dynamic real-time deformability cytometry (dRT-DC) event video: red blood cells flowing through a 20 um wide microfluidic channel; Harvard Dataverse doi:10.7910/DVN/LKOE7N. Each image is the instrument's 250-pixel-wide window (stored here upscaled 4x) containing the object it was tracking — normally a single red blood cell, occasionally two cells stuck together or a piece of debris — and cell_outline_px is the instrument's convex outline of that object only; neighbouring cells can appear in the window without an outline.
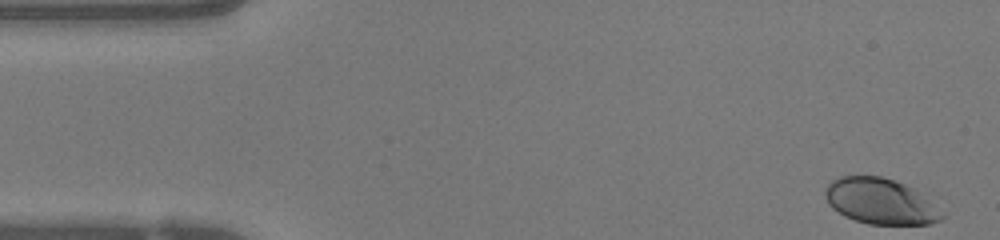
{"species": "human", "species_latin": "Homo sapiens", "temperature_condition": "warm", "stored_images_in_passage": 47, "camera_frame_rate_fps": 3000, "um_per_image_px": 0.085, "donor": {"sex": "female"}, "frame": {"image": 1, "passage_image": 1, "time_ms": 0.0, "image_size_px": [1000, 240], "cell_outline_px": [[944, 216], [940, 220], [928, 224], [868, 224], [844, 216], [832, 208], [828, 204], [824, 196], [824, 188], [832, 180], [840, 176], [880, 176], [904, 184], [912, 188]], "centroid_in_image_um": [74.72, 17.11], "position_along_channel_um": 10.3, "area_um2": 30.46}}
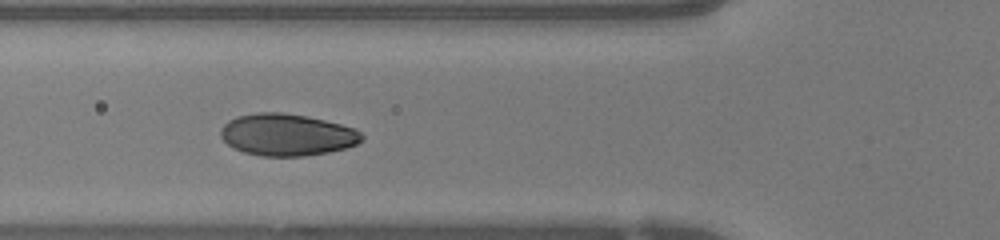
{"frame": {"image": 2, "passage_image": 16, "time_ms": 5.0, "image_size_px": [1000, 240], "cell_outline_px": [[364, 136], [356, 144], [344, 148], [328, 152], [304, 156], [260, 156], [244, 152], [232, 148], [220, 136], [220, 132], [224, 124], [228, 120], [236, 116], [256, 112], [284, 112], [308, 116], [356, 128]], "centroid_in_image_um": [24.36, 11.44], "position_along_channel_um": 101.4, "area_um2": 34.62}}
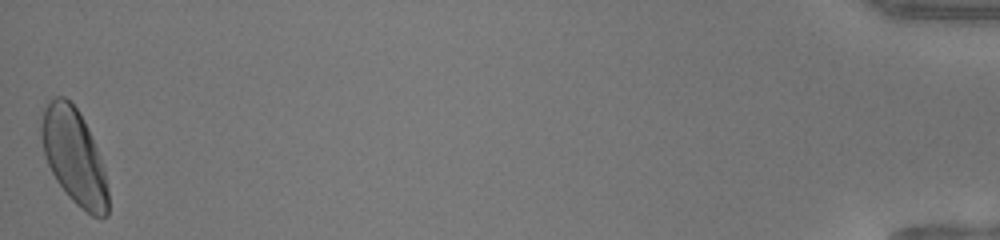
{"frame": {"image": 3, "passage_image": 47, "time_ms": 15.333, "image_size_px": [1000, 240], "cell_outline_px": [[108, 216], [92, 216], [80, 208], [68, 196], [56, 180], [44, 156], [40, 136], [40, 124], [44, 108], [52, 96], [64, 96], [76, 108], [84, 120], [96, 148], [104, 168], [108, 188]], "centroid_in_image_um": [6.27, 13.3], "position_along_channel_um": 428.9, "area_um2": 37.05}, "authors_computed_cell_mechanics": {"area_um2": 34.0442, "velocity_mm_per_s": 4.1972, "shape_relaxation_time_tau1_ms": 2.5769, "shape_relaxation_time_tau2_ms": null, "deformation_change_tau1": 0.1572, "deformation_change_tau2": null}}